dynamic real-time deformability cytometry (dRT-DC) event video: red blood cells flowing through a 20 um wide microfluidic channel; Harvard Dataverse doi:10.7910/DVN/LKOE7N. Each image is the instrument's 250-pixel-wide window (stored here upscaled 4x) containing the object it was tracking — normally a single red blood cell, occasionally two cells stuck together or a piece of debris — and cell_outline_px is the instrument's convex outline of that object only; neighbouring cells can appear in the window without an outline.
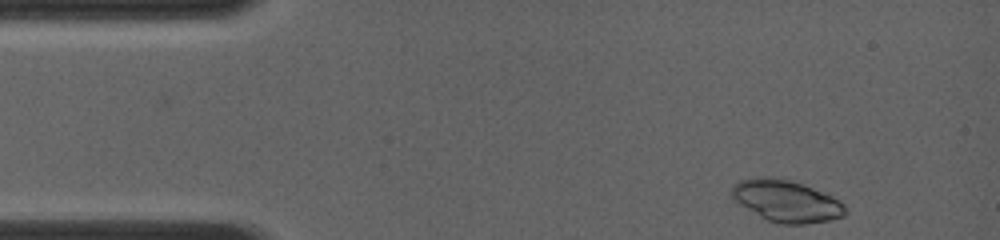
{"species": "common noctule bat (a hibernating species)", "species_latin": "Nyctalus noctula", "temperature_condition": "room temperature", "stored_images_in_passage": 5, "camera_frame_rate_fps": 4000, "um_per_image_px": 0.085, "animal": {"sex": "female", "body_mass_g": 19.0, "forearm_length_mm": 56.7}, "frame": {"image": 1, "passage_image": 1, "time_ms": 0.0, "image_size_px": [1000, 240], "cell_outline_px": [[848, 212], [844, 216], [828, 220], [804, 224], [780, 224], [768, 220], [760, 216], [732, 200], [728, 192], [732, 184], [740, 180], [760, 176], [768, 176], [788, 180], [812, 188], [832, 196], [844, 204]], "centroid_in_image_um": [66.78, 17.08], "position_along_channel_um": 18.2, "area_um2": 27.74}}